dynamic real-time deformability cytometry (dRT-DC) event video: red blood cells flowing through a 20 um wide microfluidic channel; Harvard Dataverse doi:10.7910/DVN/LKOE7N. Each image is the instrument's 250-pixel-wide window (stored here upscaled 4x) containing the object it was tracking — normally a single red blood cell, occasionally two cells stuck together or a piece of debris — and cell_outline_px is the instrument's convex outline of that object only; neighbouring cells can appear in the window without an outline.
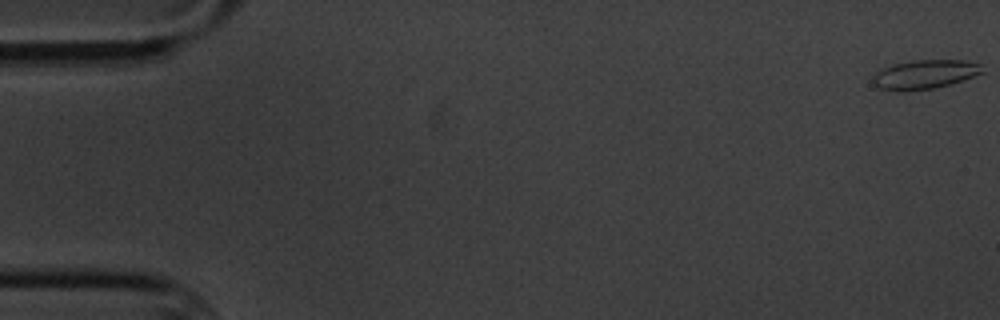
{"species": "common noctule bat (a hibernating species)", "species_latin": "Nyctalus noctula", "temperature_condition": "cold", "stored_images_in_passage": 8, "camera_frame_rate_fps": 3000, "um_per_image_px": 0.085, "animal": {"sex": "male", "body_mass_g": 20.1, "forearm_length_mm": 53.5}, "frame": {"image": 1, "passage_image": 1, "time_ms": 0.0, "image_size_px": [1000, 320], "cell_outline_px": [[984, 72], [948, 84], [932, 88], [880, 88], [872, 84], [872, 76], [876, 72], [892, 64], [912, 60], [964, 60], [980, 64]], "centroid_in_image_um": [78.61, 6.26], "position_along_channel_um": 6.4, "area_um2": 17.63}}
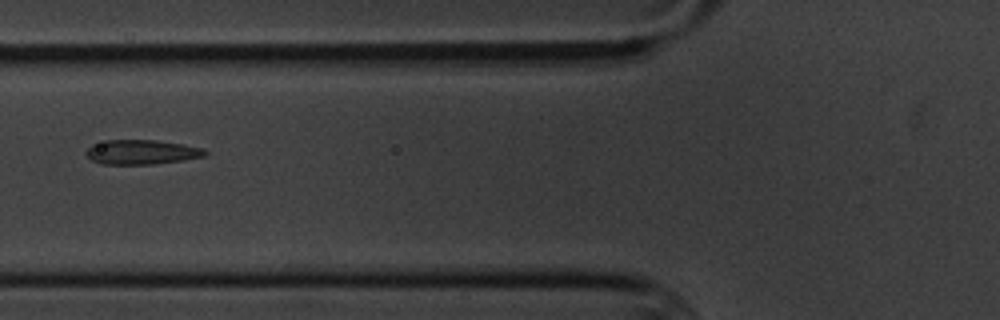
{"frame": {"image": 2, "passage_image": 7, "time_ms": 7.333, "image_size_px": [1000, 320], "cell_outline_px": [[208, 152], [204, 156], [184, 160], [152, 164], [100, 164], [92, 160], [84, 152], [88, 148], [108, 140], [156, 140], [184, 144], [204, 148]], "centroid_in_image_um": [12.09, 12.93], "position_along_channel_um": 113.7, "area_um2": 16.88}}
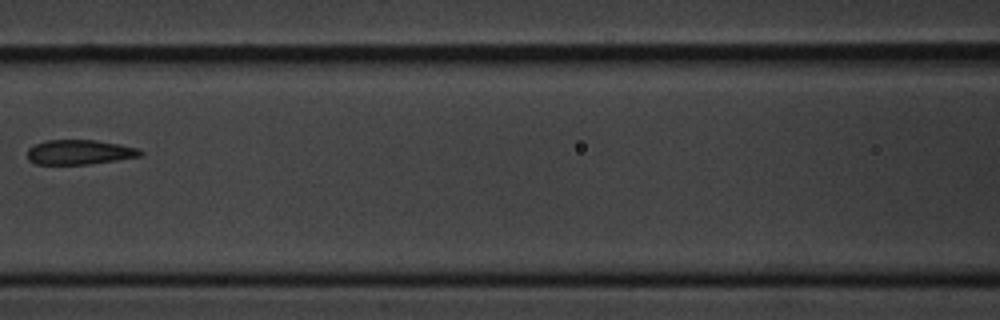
{"frame": {"image": 3, "passage_image": 8, "time_ms": 8.667, "image_size_px": [1000, 320], "cell_outline_px": [[144, 152], [140, 156], [116, 160], [88, 164], [36, 164], [28, 160], [28, 148], [36, 144], [48, 140], [96, 140], [120, 144], [140, 148]], "centroid_in_image_um": [6.78, 12.93], "position_along_channel_um": 159.8, "area_um2": 16.24}}